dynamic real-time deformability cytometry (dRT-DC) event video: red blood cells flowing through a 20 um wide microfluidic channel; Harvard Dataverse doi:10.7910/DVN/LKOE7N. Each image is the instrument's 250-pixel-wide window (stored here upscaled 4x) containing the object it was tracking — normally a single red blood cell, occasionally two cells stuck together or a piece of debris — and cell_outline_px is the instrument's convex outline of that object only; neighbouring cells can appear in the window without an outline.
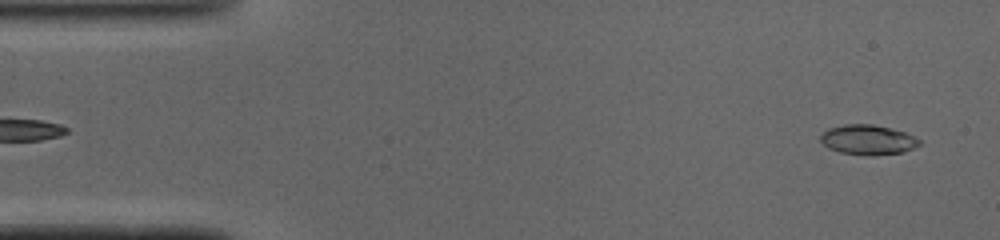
{"species": "common noctule bat (a hibernating species)", "species_latin": "Nyctalus noctula", "temperature_condition": "cold", "stored_images_in_passage": 48, "camera_frame_rate_fps": 3000, "um_per_image_px": 0.085, "animal": {"sex": "male", "body_mass_g": 19.0, "forearm_length_mm": 50.8}, "frame": {"image": 1, "passage_image": 2, "time_ms": 0.333, "image_size_px": [1000, 240], "cell_outline_px": [[920, 144], [912, 148], [900, 152], [872, 156], [868, 156], [840, 152], [828, 148], [820, 140], [820, 136], [828, 128], [844, 124], [872, 124], [904, 132], [920, 140]], "centroid_in_image_um": [73.72, 11.88], "position_along_channel_um": 11.3, "area_um2": 16.99}}
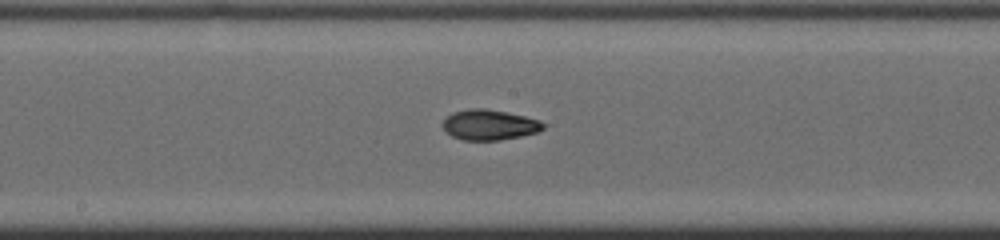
{"frame": {"image": 2, "passage_image": 24, "time_ms": 7.667, "image_size_px": [1000, 240], "cell_outline_px": [[544, 128], [536, 132], [520, 136], [500, 140], [464, 140], [452, 136], [444, 128], [444, 120], [452, 112], [472, 108], [484, 108], [508, 112], [540, 120], [544, 124]], "centroid_in_image_um": [41.61, 10.6], "position_along_channel_um": 206.6, "area_um2": 17.57}}
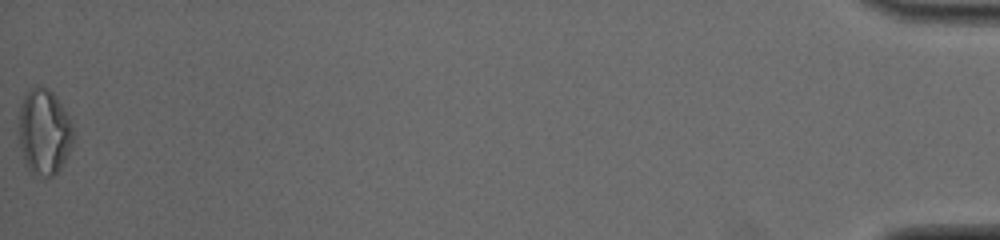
{"frame": {"image": 3, "passage_image": 48, "time_ms": 15.667, "image_size_px": [1000, 240], "cell_outline_px": [[72, 144], [60, 168], [52, 176], [44, 176], [32, 172], [28, 168], [24, 160], [20, 148], [20, 104], [24, 96], [36, 84], [40, 84], [48, 88], [56, 96], [68, 116], [72, 124]], "centroid_in_image_um": [3.74, 11.17], "position_along_channel_um": 431.5, "area_um2": 26.76}, "authors_computed_cell_mechanics": {"area_um2": 17.4267, "velocity_mm_per_s": 4.1153, "shape_relaxation_time_tau1_ms": 5.5307, "shape_relaxation_time_tau2_ms": 1.3436, "deformation_change_tau1": 0.2103, "deformation_change_tau2": 0.0609}}